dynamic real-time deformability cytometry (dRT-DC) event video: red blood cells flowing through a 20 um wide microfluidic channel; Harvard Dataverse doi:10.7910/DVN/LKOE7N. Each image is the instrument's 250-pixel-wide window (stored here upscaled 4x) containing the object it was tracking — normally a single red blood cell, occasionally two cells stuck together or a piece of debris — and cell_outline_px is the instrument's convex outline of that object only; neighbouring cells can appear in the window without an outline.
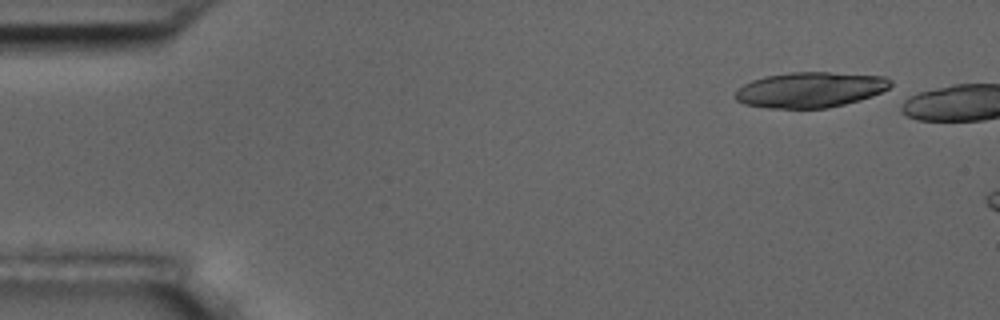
{"species": "common noctule bat (a hibernating species)", "species_latin": "Nyctalus noctula", "temperature_condition": "room temperature", "stored_images_in_passage": 3, "camera_frame_rate_fps": 3000, "um_per_image_px": 0.085, "animal": {"sex": "male", "body_mass_g": 17.5, "forearm_length_mm": 52.3}, "frame": {"image": 1, "passage_image": 1, "time_ms": 0.0, "image_size_px": [1000, 320], "cell_outline_px": [[892, 84], [888, 88], [872, 96], [860, 100], [828, 108], [768, 108], [744, 104], [736, 100], [732, 96], [736, 88], [752, 80], [764, 76], [792, 72], [828, 72], [884, 76], [892, 80]], "centroid_in_image_um": [68.82, 7.63], "position_along_channel_um": 16.2, "area_um2": 32.31}}